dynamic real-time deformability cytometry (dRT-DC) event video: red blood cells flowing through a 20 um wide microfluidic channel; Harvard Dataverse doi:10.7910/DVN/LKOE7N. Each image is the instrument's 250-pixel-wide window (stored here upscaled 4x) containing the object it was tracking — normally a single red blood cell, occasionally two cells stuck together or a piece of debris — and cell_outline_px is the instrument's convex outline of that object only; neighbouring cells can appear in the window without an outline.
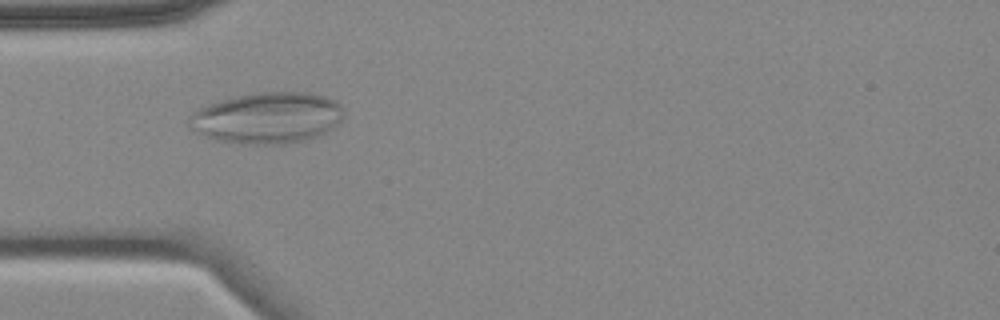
{"species": "common noctule bat (a hibernating species)", "species_latin": "Nyctalus noctula", "temperature_condition": "cold", "stored_images_in_passage": 5, "camera_frame_rate_fps": 3000, "um_per_image_px": 0.085, "animal": {"sex": "female", "body_mass_g": 18.4}, "frame": {"image": 1, "passage_image": 4, "time_ms": 3.667, "image_size_px": [1000, 320], "cell_outline_px": [[344, 116], [332, 128], [320, 136], [304, 140], [284, 144], [240, 144], [216, 140], [204, 136], [188, 128], [188, 116], [196, 108], [220, 100], [236, 96], [260, 92], [308, 92], [324, 96], [336, 100], [340, 104], [344, 112]], "centroid_in_image_um": [22.69, 10.02], "position_along_channel_um": 62.3, "area_um2": 46.64}}